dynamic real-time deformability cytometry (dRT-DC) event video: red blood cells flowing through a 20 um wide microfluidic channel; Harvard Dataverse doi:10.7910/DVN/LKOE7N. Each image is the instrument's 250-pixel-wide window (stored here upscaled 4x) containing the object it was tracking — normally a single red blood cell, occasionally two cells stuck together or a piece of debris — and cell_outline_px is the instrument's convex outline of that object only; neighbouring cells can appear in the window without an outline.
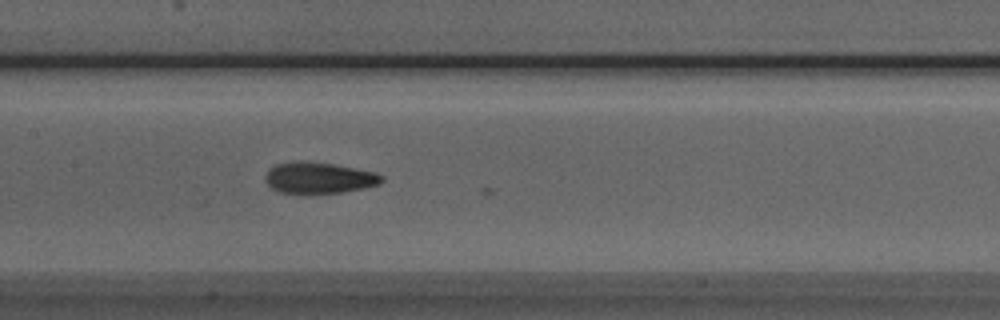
{"species": "Egyptian fruit bat (a non-hibernating species)", "species_latin": "Rousettus aegyptiacus", "temperature_condition": "room temperature", "stored_images_in_passage": 27, "camera_frame_rate_fps": 3000, "um_per_image_px": 0.085, "animal": {"sex": "male"}, "frame": {"image": 1, "passage_image": 23, "time_ms": 7.333, "image_size_px": [1000, 320], "cell_outline_px": [[384, 180], [380, 184], [364, 188], [340, 192], [308, 196], [304, 196], [280, 192], [272, 188], [264, 180], [264, 176], [268, 168], [276, 164], [292, 160], [308, 160], [336, 164], [376, 172], [384, 176]], "centroid_in_image_um": [27.07, 15.12], "position_along_channel_um": 180.3, "area_um2": 22.31}}
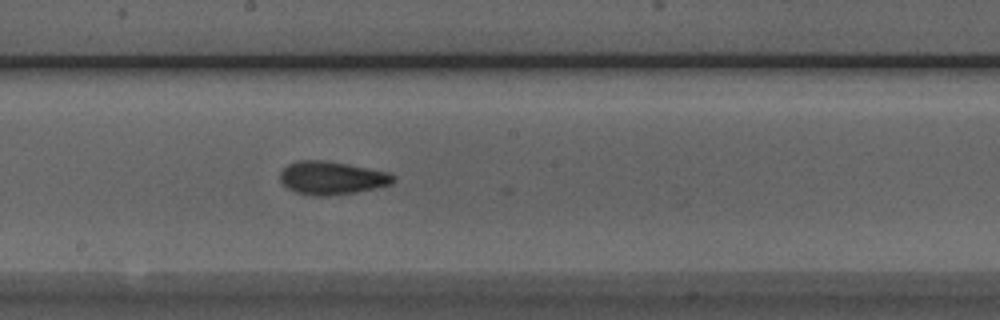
{"frame": {"image": 2, "passage_image": 26, "time_ms": 8.333, "image_size_px": [1000, 320], "cell_outline_px": [[396, 180], [392, 184], [376, 188], [356, 192], [328, 196], [312, 196], [296, 192], [288, 188], [280, 180], [280, 172], [288, 164], [296, 160], [320, 160], [348, 164], [388, 172], [396, 176]], "centroid_in_image_um": [28.21, 15.13], "position_along_channel_um": 220.0, "area_um2": 21.96}}